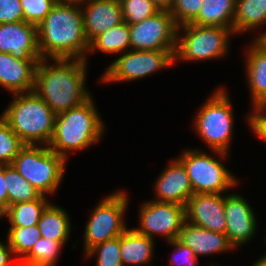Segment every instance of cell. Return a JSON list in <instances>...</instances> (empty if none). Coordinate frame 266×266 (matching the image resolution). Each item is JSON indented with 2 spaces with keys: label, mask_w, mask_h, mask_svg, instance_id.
<instances>
[{
  "label": "cell",
  "mask_w": 266,
  "mask_h": 266,
  "mask_svg": "<svg viewBox=\"0 0 266 266\" xmlns=\"http://www.w3.org/2000/svg\"><path fill=\"white\" fill-rule=\"evenodd\" d=\"M66 160L48 146L25 145L11 165L42 195L58 190L64 177Z\"/></svg>",
  "instance_id": "obj_5"
},
{
  "label": "cell",
  "mask_w": 266,
  "mask_h": 266,
  "mask_svg": "<svg viewBox=\"0 0 266 266\" xmlns=\"http://www.w3.org/2000/svg\"><path fill=\"white\" fill-rule=\"evenodd\" d=\"M65 244L41 237L20 261V266H56L60 250Z\"/></svg>",
  "instance_id": "obj_28"
},
{
  "label": "cell",
  "mask_w": 266,
  "mask_h": 266,
  "mask_svg": "<svg viewBox=\"0 0 266 266\" xmlns=\"http://www.w3.org/2000/svg\"><path fill=\"white\" fill-rule=\"evenodd\" d=\"M203 0H175L170 11L175 24L179 27L191 23L200 11Z\"/></svg>",
  "instance_id": "obj_34"
},
{
  "label": "cell",
  "mask_w": 266,
  "mask_h": 266,
  "mask_svg": "<svg viewBox=\"0 0 266 266\" xmlns=\"http://www.w3.org/2000/svg\"><path fill=\"white\" fill-rule=\"evenodd\" d=\"M41 59L36 68L34 92L57 115L87 101V62L82 59Z\"/></svg>",
  "instance_id": "obj_1"
},
{
  "label": "cell",
  "mask_w": 266,
  "mask_h": 266,
  "mask_svg": "<svg viewBox=\"0 0 266 266\" xmlns=\"http://www.w3.org/2000/svg\"><path fill=\"white\" fill-rule=\"evenodd\" d=\"M38 46L42 59L86 60L89 43L84 33L79 4L57 2L37 25ZM49 57V58H48Z\"/></svg>",
  "instance_id": "obj_2"
},
{
  "label": "cell",
  "mask_w": 266,
  "mask_h": 266,
  "mask_svg": "<svg viewBox=\"0 0 266 266\" xmlns=\"http://www.w3.org/2000/svg\"><path fill=\"white\" fill-rule=\"evenodd\" d=\"M177 28L171 13L166 11L130 24V50H176Z\"/></svg>",
  "instance_id": "obj_12"
},
{
  "label": "cell",
  "mask_w": 266,
  "mask_h": 266,
  "mask_svg": "<svg viewBox=\"0 0 266 266\" xmlns=\"http://www.w3.org/2000/svg\"><path fill=\"white\" fill-rule=\"evenodd\" d=\"M220 160L208 155L201 149H188L182 152L178 159L183 163L194 194H223L239 183L237 178L225 168L221 159L228 157L227 153L213 151Z\"/></svg>",
  "instance_id": "obj_8"
},
{
  "label": "cell",
  "mask_w": 266,
  "mask_h": 266,
  "mask_svg": "<svg viewBox=\"0 0 266 266\" xmlns=\"http://www.w3.org/2000/svg\"><path fill=\"white\" fill-rule=\"evenodd\" d=\"M41 237L58 242H67L71 233V222L68 213L61 207L49 204L38 222Z\"/></svg>",
  "instance_id": "obj_23"
},
{
  "label": "cell",
  "mask_w": 266,
  "mask_h": 266,
  "mask_svg": "<svg viewBox=\"0 0 266 266\" xmlns=\"http://www.w3.org/2000/svg\"><path fill=\"white\" fill-rule=\"evenodd\" d=\"M158 11L170 12L175 0H151Z\"/></svg>",
  "instance_id": "obj_40"
},
{
  "label": "cell",
  "mask_w": 266,
  "mask_h": 266,
  "mask_svg": "<svg viewBox=\"0 0 266 266\" xmlns=\"http://www.w3.org/2000/svg\"><path fill=\"white\" fill-rule=\"evenodd\" d=\"M40 60L18 59L10 53H0V85L12 94L32 92Z\"/></svg>",
  "instance_id": "obj_18"
},
{
  "label": "cell",
  "mask_w": 266,
  "mask_h": 266,
  "mask_svg": "<svg viewBox=\"0 0 266 266\" xmlns=\"http://www.w3.org/2000/svg\"><path fill=\"white\" fill-rule=\"evenodd\" d=\"M224 214L225 234L234 248L246 244L254 237L257 231V218L245 198L235 193L225 195Z\"/></svg>",
  "instance_id": "obj_13"
},
{
  "label": "cell",
  "mask_w": 266,
  "mask_h": 266,
  "mask_svg": "<svg viewBox=\"0 0 266 266\" xmlns=\"http://www.w3.org/2000/svg\"><path fill=\"white\" fill-rule=\"evenodd\" d=\"M24 146L22 140L0 116V163L11 164Z\"/></svg>",
  "instance_id": "obj_30"
},
{
  "label": "cell",
  "mask_w": 266,
  "mask_h": 266,
  "mask_svg": "<svg viewBox=\"0 0 266 266\" xmlns=\"http://www.w3.org/2000/svg\"><path fill=\"white\" fill-rule=\"evenodd\" d=\"M247 122L254 133L266 142V111L260 106L253 108V112L248 114Z\"/></svg>",
  "instance_id": "obj_37"
},
{
  "label": "cell",
  "mask_w": 266,
  "mask_h": 266,
  "mask_svg": "<svg viewBox=\"0 0 266 266\" xmlns=\"http://www.w3.org/2000/svg\"><path fill=\"white\" fill-rule=\"evenodd\" d=\"M155 201L187 205L194 194L183 163L177 158L164 168L154 183Z\"/></svg>",
  "instance_id": "obj_16"
},
{
  "label": "cell",
  "mask_w": 266,
  "mask_h": 266,
  "mask_svg": "<svg viewBox=\"0 0 266 266\" xmlns=\"http://www.w3.org/2000/svg\"><path fill=\"white\" fill-rule=\"evenodd\" d=\"M181 29L184 33L181 34ZM234 32L230 28L215 26H198L184 24L177 28V47L175 62L204 61L223 58L229 47V36Z\"/></svg>",
  "instance_id": "obj_7"
},
{
  "label": "cell",
  "mask_w": 266,
  "mask_h": 266,
  "mask_svg": "<svg viewBox=\"0 0 266 266\" xmlns=\"http://www.w3.org/2000/svg\"><path fill=\"white\" fill-rule=\"evenodd\" d=\"M4 181L8 193V206L39 199L42 194L11 165L5 164Z\"/></svg>",
  "instance_id": "obj_27"
},
{
  "label": "cell",
  "mask_w": 266,
  "mask_h": 266,
  "mask_svg": "<svg viewBox=\"0 0 266 266\" xmlns=\"http://www.w3.org/2000/svg\"><path fill=\"white\" fill-rule=\"evenodd\" d=\"M235 7L236 0H203L198 16L191 24L224 27L233 31Z\"/></svg>",
  "instance_id": "obj_22"
},
{
  "label": "cell",
  "mask_w": 266,
  "mask_h": 266,
  "mask_svg": "<svg viewBox=\"0 0 266 266\" xmlns=\"http://www.w3.org/2000/svg\"><path fill=\"white\" fill-rule=\"evenodd\" d=\"M251 43L246 51L245 68L252 108H255L266 101V44L256 38Z\"/></svg>",
  "instance_id": "obj_20"
},
{
  "label": "cell",
  "mask_w": 266,
  "mask_h": 266,
  "mask_svg": "<svg viewBox=\"0 0 266 266\" xmlns=\"http://www.w3.org/2000/svg\"><path fill=\"white\" fill-rule=\"evenodd\" d=\"M10 254H14L13 250L11 249V247L9 246V243L6 239V245L0 241V266H12L11 264H13V266H20V261H18L17 259H15L14 261H11V257Z\"/></svg>",
  "instance_id": "obj_38"
},
{
  "label": "cell",
  "mask_w": 266,
  "mask_h": 266,
  "mask_svg": "<svg viewBox=\"0 0 266 266\" xmlns=\"http://www.w3.org/2000/svg\"><path fill=\"white\" fill-rule=\"evenodd\" d=\"M155 242L152 238L127 229L120 236V256L122 265L141 266L150 263Z\"/></svg>",
  "instance_id": "obj_21"
},
{
  "label": "cell",
  "mask_w": 266,
  "mask_h": 266,
  "mask_svg": "<svg viewBox=\"0 0 266 266\" xmlns=\"http://www.w3.org/2000/svg\"><path fill=\"white\" fill-rule=\"evenodd\" d=\"M260 107L266 111V101Z\"/></svg>",
  "instance_id": "obj_44"
},
{
  "label": "cell",
  "mask_w": 266,
  "mask_h": 266,
  "mask_svg": "<svg viewBox=\"0 0 266 266\" xmlns=\"http://www.w3.org/2000/svg\"><path fill=\"white\" fill-rule=\"evenodd\" d=\"M139 211L140 226L134 230L153 240L157 234L168 242L178 239L186 221V207L177 203L151 200L144 202Z\"/></svg>",
  "instance_id": "obj_11"
},
{
  "label": "cell",
  "mask_w": 266,
  "mask_h": 266,
  "mask_svg": "<svg viewBox=\"0 0 266 266\" xmlns=\"http://www.w3.org/2000/svg\"><path fill=\"white\" fill-rule=\"evenodd\" d=\"M266 24V0H236L233 32L245 33Z\"/></svg>",
  "instance_id": "obj_24"
},
{
  "label": "cell",
  "mask_w": 266,
  "mask_h": 266,
  "mask_svg": "<svg viewBox=\"0 0 266 266\" xmlns=\"http://www.w3.org/2000/svg\"><path fill=\"white\" fill-rule=\"evenodd\" d=\"M0 53H10L18 59H42L37 26L25 21L1 23Z\"/></svg>",
  "instance_id": "obj_15"
},
{
  "label": "cell",
  "mask_w": 266,
  "mask_h": 266,
  "mask_svg": "<svg viewBox=\"0 0 266 266\" xmlns=\"http://www.w3.org/2000/svg\"><path fill=\"white\" fill-rule=\"evenodd\" d=\"M131 48L129 25L123 21L97 36L89 45L88 52L102 51L108 54L124 53Z\"/></svg>",
  "instance_id": "obj_26"
},
{
  "label": "cell",
  "mask_w": 266,
  "mask_h": 266,
  "mask_svg": "<svg viewBox=\"0 0 266 266\" xmlns=\"http://www.w3.org/2000/svg\"><path fill=\"white\" fill-rule=\"evenodd\" d=\"M176 50H129L110 64L100 77L102 82L133 81L175 63Z\"/></svg>",
  "instance_id": "obj_10"
},
{
  "label": "cell",
  "mask_w": 266,
  "mask_h": 266,
  "mask_svg": "<svg viewBox=\"0 0 266 266\" xmlns=\"http://www.w3.org/2000/svg\"><path fill=\"white\" fill-rule=\"evenodd\" d=\"M5 164L0 163V210L3 212L8 207V193L4 181Z\"/></svg>",
  "instance_id": "obj_39"
},
{
  "label": "cell",
  "mask_w": 266,
  "mask_h": 266,
  "mask_svg": "<svg viewBox=\"0 0 266 266\" xmlns=\"http://www.w3.org/2000/svg\"><path fill=\"white\" fill-rule=\"evenodd\" d=\"M92 96L81 105L55 116L53 137L48 147L66 161L69 152L96 144L105 132V124L96 110Z\"/></svg>",
  "instance_id": "obj_3"
},
{
  "label": "cell",
  "mask_w": 266,
  "mask_h": 266,
  "mask_svg": "<svg viewBox=\"0 0 266 266\" xmlns=\"http://www.w3.org/2000/svg\"><path fill=\"white\" fill-rule=\"evenodd\" d=\"M253 266H266V254L263 255Z\"/></svg>",
  "instance_id": "obj_42"
},
{
  "label": "cell",
  "mask_w": 266,
  "mask_h": 266,
  "mask_svg": "<svg viewBox=\"0 0 266 266\" xmlns=\"http://www.w3.org/2000/svg\"><path fill=\"white\" fill-rule=\"evenodd\" d=\"M87 1L89 0H57V2H61V3L79 4V5H82L86 3Z\"/></svg>",
  "instance_id": "obj_41"
},
{
  "label": "cell",
  "mask_w": 266,
  "mask_h": 266,
  "mask_svg": "<svg viewBox=\"0 0 266 266\" xmlns=\"http://www.w3.org/2000/svg\"><path fill=\"white\" fill-rule=\"evenodd\" d=\"M178 240L191 248L197 258L235 249L226 234L204 229L188 221L184 222Z\"/></svg>",
  "instance_id": "obj_19"
},
{
  "label": "cell",
  "mask_w": 266,
  "mask_h": 266,
  "mask_svg": "<svg viewBox=\"0 0 266 266\" xmlns=\"http://www.w3.org/2000/svg\"><path fill=\"white\" fill-rule=\"evenodd\" d=\"M0 218H3V212L0 210Z\"/></svg>",
  "instance_id": "obj_45"
},
{
  "label": "cell",
  "mask_w": 266,
  "mask_h": 266,
  "mask_svg": "<svg viewBox=\"0 0 266 266\" xmlns=\"http://www.w3.org/2000/svg\"><path fill=\"white\" fill-rule=\"evenodd\" d=\"M174 247L173 256L170 258V266H195L198 258L188 246L182 244L178 239L168 242Z\"/></svg>",
  "instance_id": "obj_35"
},
{
  "label": "cell",
  "mask_w": 266,
  "mask_h": 266,
  "mask_svg": "<svg viewBox=\"0 0 266 266\" xmlns=\"http://www.w3.org/2000/svg\"><path fill=\"white\" fill-rule=\"evenodd\" d=\"M24 21L20 0H0V24Z\"/></svg>",
  "instance_id": "obj_36"
},
{
  "label": "cell",
  "mask_w": 266,
  "mask_h": 266,
  "mask_svg": "<svg viewBox=\"0 0 266 266\" xmlns=\"http://www.w3.org/2000/svg\"><path fill=\"white\" fill-rule=\"evenodd\" d=\"M80 6L89 44L100 34L123 22L120 1L89 0Z\"/></svg>",
  "instance_id": "obj_17"
},
{
  "label": "cell",
  "mask_w": 266,
  "mask_h": 266,
  "mask_svg": "<svg viewBox=\"0 0 266 266\" xmlns=\"http://www.w3.org/2000/svg\"><path fill=\"white\" fill-rule=\"evenodd\" d=\"M23 9L24 21L33 25H39L57 0H20Z\"/></svg>",
  "instance_id": "obj_33"
},
{
  "label": "cell",
  "mask_w": 266,
  "mask_h": 266,
  "mask_svg": "<svg viewBox=\"0 0 266 266\" xmlns=\"http://www.w3.org/2000/svg\"><path fill=\"white\" fill-rule=\"evenodd\" d=\"M225 196L222 194H193L186 205V221L204 229L226 233Z\"/></svg>",
  "instance_id": "obj_14"
},
{
  "label": "cell",
  "mask_w": 266,
  "mask_h": 266,
  "mask_svg": "<svg viewBox=\"0 0 266 266\" xmlns=\"http://www.w3.org/2000/svg\"><path fill=\"white\" fill-rule=\"evenodd\" d=\"M45 195L39 199L19 202L8 206L3 211V217H7L10 227H28L37 225L45 208L50 204Z\"/></svg>",
  "instance_id": "obj_25"
},
{
  "label": "cell",
  "mask_w": 266,
  "mask_h": 266,
  "mask_svg": "<svg viewBox=\"0 0 266 266\" xmlns=\"http://www.w3.org/2000/svg\"><path fill=\"white\" fill-rule=\"evenodd\" d=\"M208 98L195 115L194 129L212 151L228 153L234 122L231 99L222 87Z\"/></svg>",
  "instance_id": "obj_6"
},
{
  "label": "cell",
  "mask_w": 266,
  "mask_h": 266,
  "mask_svg": "<svg viewBox=\"0 0 266 266\" xmlns=\"http://www.w3.org/2000/svg\"><path fill=\"white\" fill-rule=\"evenodd\" d=\"M123 21L136 24L155 15L158 9L151 0H121Z\"/></svg>",
  "instance_id": "obj_32"
},
{
  "label": "cell",
  "mask_w": 266,
  "mask_h": 266,
  "mask_svg": "<svg viewBox=\"0 0 266 266\" xmlns=\"http://www.w3.org/2000/svg\"><path fill=\"white\" fill-rule=\"evenodd\" d=\"M256 39H260L264 44H266V31L263 32L260 36L256 37Z\"/></svg>",
  "instance_id": "obj_43"
},
{
  "label": "cell",
  "mask_w": 266,
  "mask_h": 266,
  "mask_svg": "<svg viewBox=\"0 0 266 266\" xmlns=\"http://www.w3.org/2000/svg\"><path fill=\"white\" fill-rule=\"evenodd\" d=\"M1 118L17 134L25 145H45L50 143L56 114L34 91L13 94Z\"/></svg>",
  "instance_id": "obj_4"
},
{
  "label": "cell",
  "mask_w": 266,
  "mask_h": 266,
  "mask_svg": "<svg viewBox=\"0 0 266 266\" xmlns=\"http://www.w3.org/2000/svg\"><path fill=\"white\" fill-rule=\"evenodd\" d=\"M126 192L119 190L103 198L90 213L84 231V253L96 245L121 236L128 227L125 212L128 207Z\"/></svg>",
  "instance_id": "obj_9"
},
{
  "label": "cell",
  "mask_w": 266,
  "mask_h": 266,
  "mask_svg": "<svg viewBox=\"0 0 266 266\" xmlns=\"http://www.w3.org/2000/svg\"><path fill=\"white\" fill-rule=\"evenodd\" d=\"M6 237L15 257H18L16 259L21 261L31 251L38 239L41 238V233L38 225L10 227Z\"/></svg>",
  "instance_id": "obj_29"
},
{
  "label": "cell",
  "mask_w": 266,
  "mask_h": 266,
  "mask_svg": "<svg viewBox=\"0 0 266 266\" xmlns=\"http://www.w3.org/2000/svg\"><path fill=\"white\" fill-rule=\"evenodd\" d=\"M97 254L96 266H123L120 256V236L106 240L91 248L84 256Z\"/></svg>",
  "instance_id": "obj_31"
}]
</instances>
